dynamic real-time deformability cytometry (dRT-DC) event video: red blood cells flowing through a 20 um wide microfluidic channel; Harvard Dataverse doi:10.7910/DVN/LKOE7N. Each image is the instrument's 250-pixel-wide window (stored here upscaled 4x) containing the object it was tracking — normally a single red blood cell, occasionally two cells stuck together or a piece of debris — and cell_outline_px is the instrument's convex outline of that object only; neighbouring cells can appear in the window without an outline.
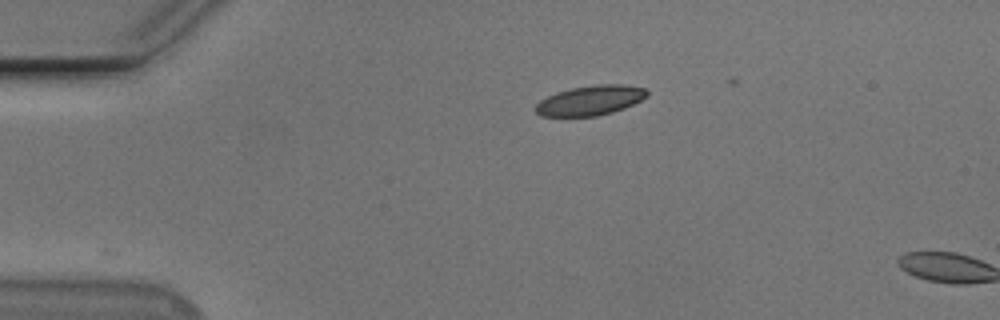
{"species": "Egyptian fruit bat (a non-hibernating species)", "species_latin": "Rousettus aegyptiacus", "temperature_condition": "cold", "stored_images_in_passage": 2, "camera_frame_rate_fps": 3000, "um_per_image_px": 0.085, "animal": {"sex": "male"}, "frame": {"image": 1, "passage_image": 1, "time_ms": 0.0, "image_size_px": [1000, 320], "cell_outline_px": [[648, 96], [624, 108], [612, 112], [596, 116], [540, 116], [536, 112], [536, 104], [540, 100], [556, 92], [572, 88], [596, 84], [624, 84], [644, 88], [648, 92]], "centroid_in_image_um": [50.17, 8.53], "position_along_channel_um": 34.8, "area_um2": 19.25}}